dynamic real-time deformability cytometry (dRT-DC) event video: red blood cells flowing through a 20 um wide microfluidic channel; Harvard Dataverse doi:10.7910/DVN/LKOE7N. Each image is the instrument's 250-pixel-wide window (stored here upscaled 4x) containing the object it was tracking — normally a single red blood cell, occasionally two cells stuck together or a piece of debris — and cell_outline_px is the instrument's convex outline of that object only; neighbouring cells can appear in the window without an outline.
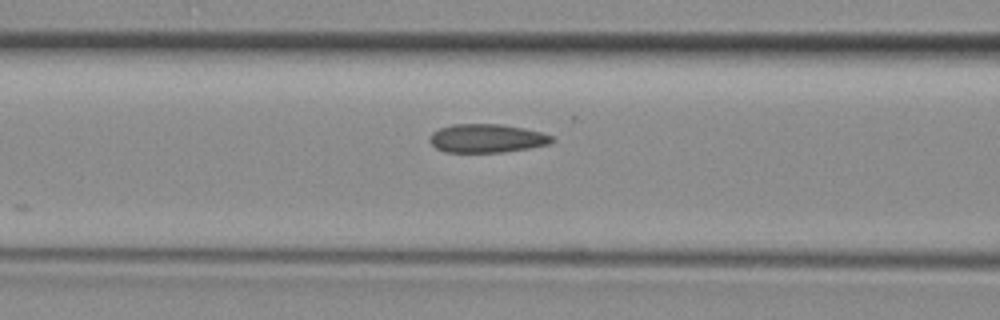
{"species": "common noctule bat (a hibernating species)", "species_latin": "Nyctalus noctula", "temperature_condition": "room temperature", "stored_images_in_passage": 3, "camera_frame_rate_fps": 3000, "um_per_image_px": 0.085, "animal": {"sex": "female", "body_mass_g": 29.2, "forearm_length_mm": 56.3}, "frame": {"image": 1, "passage_image": 3, "time_ms": 0.667, "image_size_px": [1000, 320], "cell_outline_px": [[556, 140], [548, 144], [528, 148], [504, 152], [444, 152], [436, 148], [428, 140], [428, 136], [432, 132], [440, 128], [452, 124], [500, 124], [524, 128], [540, 132], [552, 136]], "centroid_in_image_um": [41.34, 11.76], "position_along_channel_um": 125.3, "area_um2": 20.4}}